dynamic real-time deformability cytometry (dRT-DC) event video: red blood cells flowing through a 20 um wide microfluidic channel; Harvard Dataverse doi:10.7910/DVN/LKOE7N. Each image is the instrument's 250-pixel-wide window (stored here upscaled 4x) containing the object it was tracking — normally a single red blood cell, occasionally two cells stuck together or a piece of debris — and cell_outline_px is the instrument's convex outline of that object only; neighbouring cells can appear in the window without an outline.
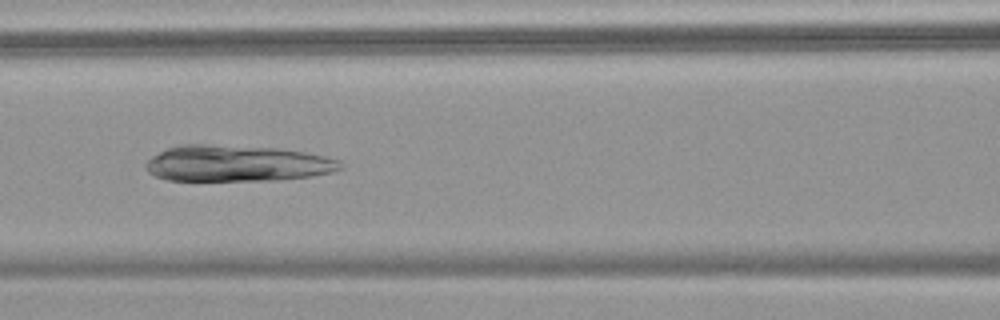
{"species": "common noctule bat (a hibernating species)", "species_latin": "Nyctalus noctula", "temperature_condition": "warm", "stored_images_in_passage": 57, "camera_frame_rate_fps": 3000, "um_per_image_px": 0.085, "animal": {"sex": "female", "body_mass_g": 18.4}, "frame": {"image": 1, "passage_image": 26, "time_ms": 8.333, "image_size_px": [1000, 320], "cell_outline_px": [[344, 168], [332, 172], [312, 176], [276, 180], [168, 180], [156, 176], [148, 172], [144, 164], [152, 156], [168, 148], [180, 144], [204, 144], [276, 148], [304, 152], [324, 156], [340, 160]], "centroid_in_image_um": [20.15, 13.89], "position_along_channel_um": 146.5, "area_um2": 40.98}}
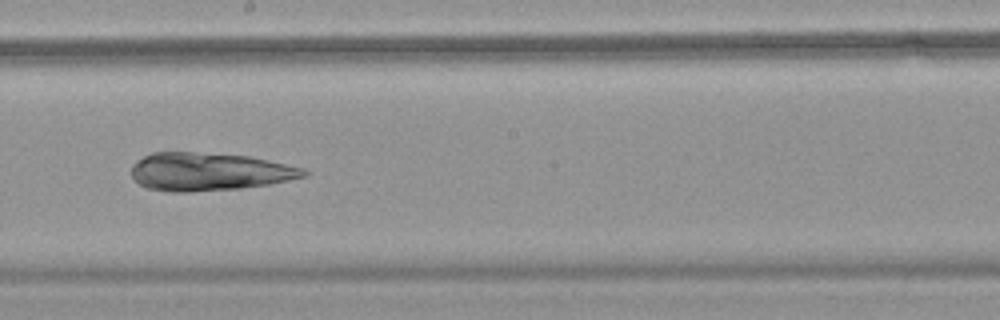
{"frame": {"image": 2, "passage_image": 33, "time_ms": 10.667, "image_size_px": [1000, 320], "cell_outline_px": [[308, 176], [268, 184], [240, 188], [192, 192], [168, 192], [148, 188], [140, 184], [132, 176], [132, 164], [136, 160], [152, 152], [192, 152], [252, 156], [304, 168], [308, 172]], "centroid_in_image_um": [17.77, 14.59], "position_along_channel_um": 230.4, "area_um2": 38.26}}
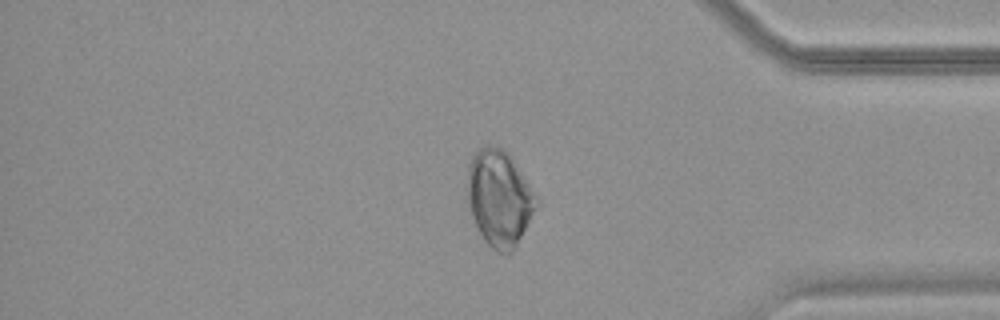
{"frame": {"image": 3, "passage_image": 48, "time_ms": 15.667, "image_size_px": [1000, 320], "cell_outline_px": [[540, 204], [516, 248], [512, 252], [496, 252], [484, 240], [472, 216], [464, 188], [468, 164], [476, 148], [484, 144], [496, 144], [504, 148], [508, 152], [540, 200]], "centroid_in_image_um": [42.44, 16.79], "position_along_channel_um": 392.8, "area_um2": 39.82}}